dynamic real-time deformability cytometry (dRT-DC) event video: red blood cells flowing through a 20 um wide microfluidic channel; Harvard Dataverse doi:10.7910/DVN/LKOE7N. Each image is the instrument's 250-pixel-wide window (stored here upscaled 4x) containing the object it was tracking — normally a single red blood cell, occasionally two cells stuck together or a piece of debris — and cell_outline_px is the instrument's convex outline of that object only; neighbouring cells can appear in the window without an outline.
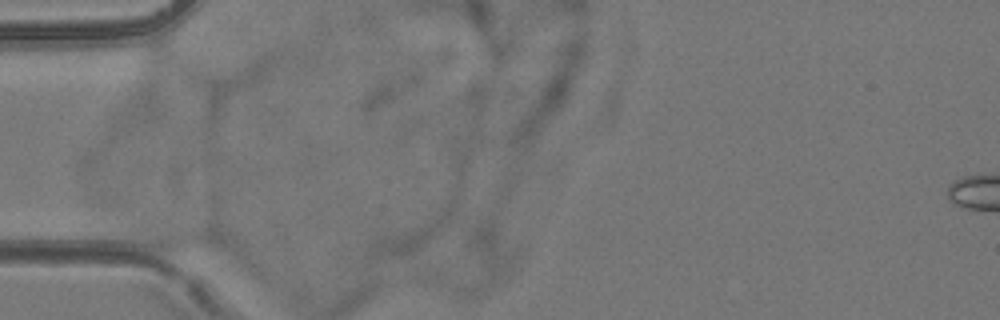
{"species": "common noctule bat (a hibernating species)", "species_latin": "Nyctalus noctula", "temperature_condition": "room temperature", "stored_images_in_passage": 2, "camera_frame_rate_fps": 3000, "um_per_image_px": 0.085, "animal": {"sex": "female", "body_mass_g": 24.6, "forearm_length_mm": 56.2}, "frame": {"image": 1, "passage_image": 1, "time_ms": 0.0, "image_size_px": [1000, 320], "cell_outline_px": [[224, 248], [168, 252], [152, 248], [140, 244], [128, 228], [132, 224], [144, 224], [208, 228], [216, 232], [224, 240]], "centroid_in_image_um": [14.99, 20.2], "position_along_channel_um": 70.0, "area_um2": 14.45}}